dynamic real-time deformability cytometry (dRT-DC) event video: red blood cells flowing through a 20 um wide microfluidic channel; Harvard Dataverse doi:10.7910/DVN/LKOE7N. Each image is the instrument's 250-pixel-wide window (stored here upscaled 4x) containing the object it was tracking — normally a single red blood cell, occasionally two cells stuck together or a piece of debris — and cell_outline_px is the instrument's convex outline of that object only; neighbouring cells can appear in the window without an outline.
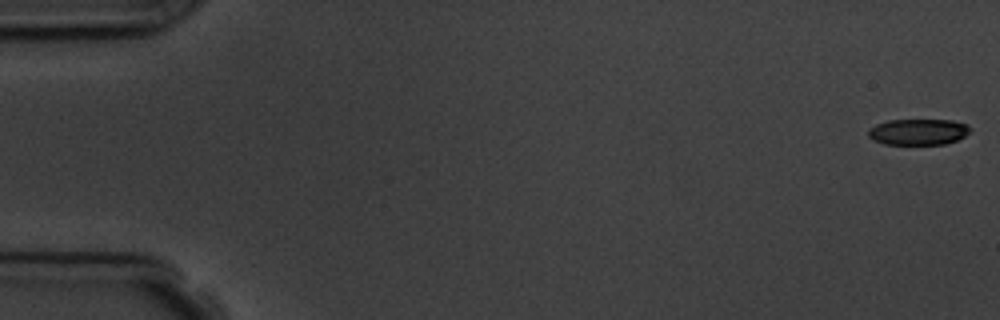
{"species": "common noctule bat (a hibernating species)", "species_latin": "Nyctalus noctula", "temperature_condition": "room temperature", "stored_images_in_passage": 10, "camera_frame_rate_fps": 3000, "um_per_image_px": 0.085, "animal": {"sex": "male", "body_mass_g": 19.5, "forearm_length_mm": 54.6}, "frame": {"image": 1, "passage_image": 1, "time_ms": 0.0, "image_size_px": [1000, 320], "cell_outline_px": [[968, 132], [964, 136], [956, 140], [944, 144], [884, 144], [868, 136], [868, 128], [876, 124], [888, 120], [952, 120], [968, 124]], "centroid_in_image_um": [78.02, 11.2], "position_along_channel_um": 7.0, "area_um2": 15.32}}